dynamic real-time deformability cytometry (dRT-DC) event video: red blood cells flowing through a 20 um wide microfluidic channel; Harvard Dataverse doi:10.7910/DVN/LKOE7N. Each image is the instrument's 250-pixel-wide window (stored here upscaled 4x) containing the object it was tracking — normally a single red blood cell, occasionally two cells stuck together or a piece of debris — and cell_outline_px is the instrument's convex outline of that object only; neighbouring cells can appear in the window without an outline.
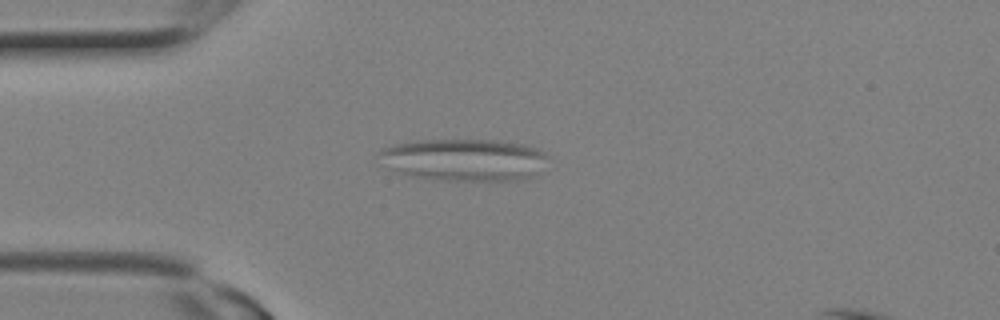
{"species": "Egyptian fruit bat (a non-hibernating species)", "species_latin": "Rousettus aegyptiacus", "temperature_condition": "room temperature", "stored_images_in_passage": 8, "camera_frame_rate_fps": 3000, "um_per_image_px": 0.085, "animal": {"sex": "female"}, "frame": {"image": 1, "passage_image": 7, "time_ms": 2.0, "image_size_px": [1000, 320], "cell_outline_px": [[548, 156], [536, 172], [532, 176], [524, 180], [440, 180], [412, 176], [396, 172], [384, 168], [376, 152], [380, 148], [392, 144], [416, 140], [496, 140], [524, 144], [536, 148], [544, 152]], "centroid_in_image_um": [39.34, 13.57], "position_along_channel_um": 45.7, "area_um2": 41.85}}